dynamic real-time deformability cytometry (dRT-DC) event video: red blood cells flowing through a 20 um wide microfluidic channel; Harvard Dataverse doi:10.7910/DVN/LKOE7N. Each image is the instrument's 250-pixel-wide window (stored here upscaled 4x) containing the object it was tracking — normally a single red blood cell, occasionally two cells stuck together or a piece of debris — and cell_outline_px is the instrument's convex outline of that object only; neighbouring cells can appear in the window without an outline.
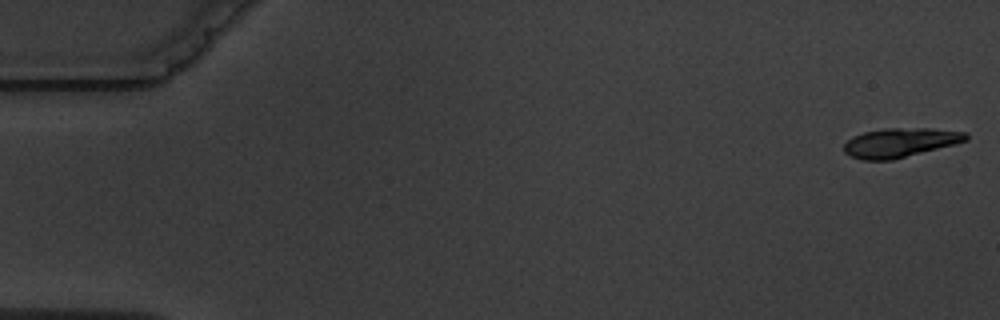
{"species": "common noctule bat (a hibernating species)", "species_latin": "Nyctalus noctula", "temperature_condition": "warm", "stored_images_in_passage": 5, "camera_frame_rate_fps": 3000, "um_per_image_px": 0.085, "animal": {"sex": "male", "body_mass_g": 19.5, "forearm_length_mm": 54.6}, "frame": {"image": 1, "passage_image": 1, "time_ms": 0.0, "image_size_px": [1000, 320], "cell_outline_px": [[968, 140], [956, 144], [892, 160], [860, 160], [844, 152], [844, 144], [852, 136], [864, 132], [884, 128], [928, 128], [968, 132]], "centroid_in_image_um": [76.52, 12.12], "position_along_channel_um": 8.5, "area_um2": 20.87}}
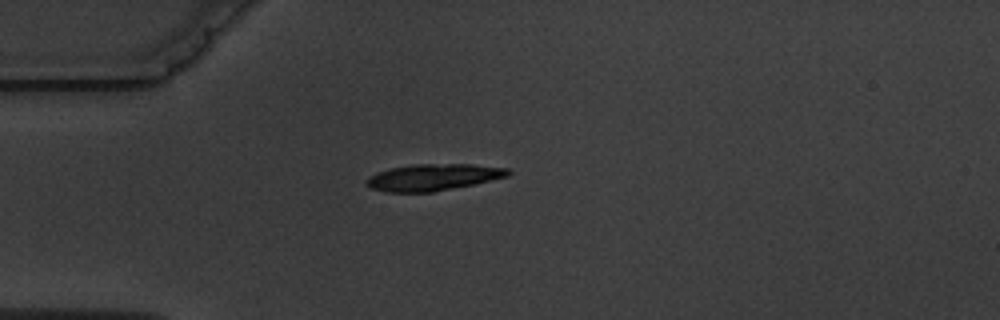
{"frame": {"image": 2, "passage_image": 5, "time_ms": 4.667, "image_size_px": [1000, 320], "cell_outline_px": [[512, 172], [508, 176], [472, 184], [432, 192], [384, 192], [372, 188], [364, 184], [364, 180], [368, 176], [392, 168], [416, 164], [472, 164], [508, 168]], "centroid_in_image_um": [36.79, 15.06], "position_along_channel_um": 48.2, "area_um2": 21.79}}